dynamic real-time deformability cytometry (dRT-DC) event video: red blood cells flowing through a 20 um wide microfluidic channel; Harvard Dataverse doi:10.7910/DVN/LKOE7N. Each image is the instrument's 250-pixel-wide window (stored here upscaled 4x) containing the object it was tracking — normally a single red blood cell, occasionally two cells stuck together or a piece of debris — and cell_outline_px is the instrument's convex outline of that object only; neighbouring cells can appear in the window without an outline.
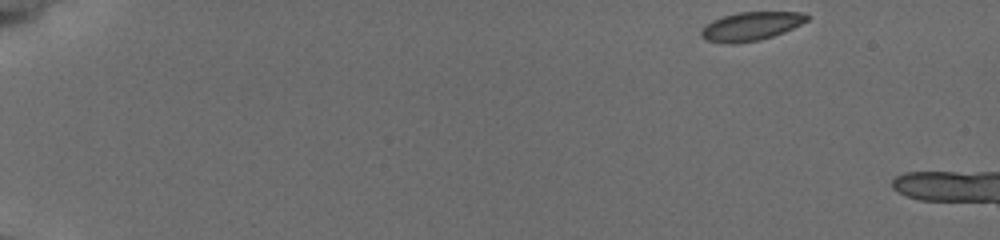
{"species": "common noctule bat (a hibernating species)", "species_latin": "Nyctalus noctula", "temperature_condition": "cold", "stored_images_in_passage": 14, "camera_frame_rate_fps": 3000, "um_per_image_px": 0.085, "animal": {"sex": "female", "body_mass_g": 19.5, "forearm_length_mm": 54.1}, "frame": {"image": 1, "passage_image": 1, "time_ms": 0.0, "image_size_px": [1000, 240], "cell_outline_px": [[812, 16], [808, 20], [784, 32], [760, 40], [736, 44], [724, 44], [704, 40], [700, 36], [700, 28], [712, 20], [724, 16], [740, 12], [800, 12]], "centroid_in_image_um": [63.78, 2.25], "position_along_channel_um": 21.2, "area_um2": 17.86}}
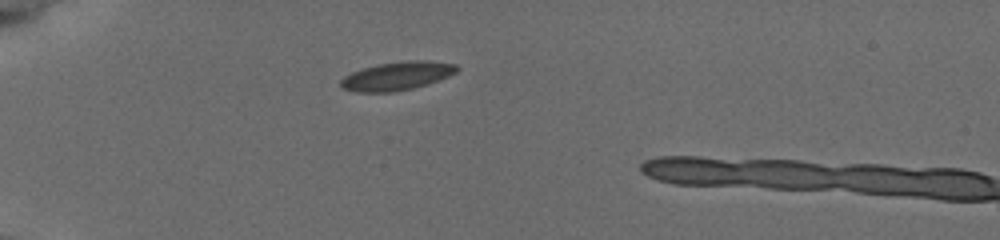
{"frame": {"image": 2, "passage_image": 12, "time_ms": 3.667, "image_size_px": [1000, 240], "cell_outline_px": [[460, 68], [456, 72], [448, 76], [428, 84], [412, 88], [392, 92], [356, 92], [340, 88], [340, 80], [344, 76], [352, 72], [376, 64], [408, 60], [428, 60], [456, 64]], "centroid_in_image_um": [33.74, 6.45], "position_along_channel_um": 51.3, "area_um2": 19.36}}